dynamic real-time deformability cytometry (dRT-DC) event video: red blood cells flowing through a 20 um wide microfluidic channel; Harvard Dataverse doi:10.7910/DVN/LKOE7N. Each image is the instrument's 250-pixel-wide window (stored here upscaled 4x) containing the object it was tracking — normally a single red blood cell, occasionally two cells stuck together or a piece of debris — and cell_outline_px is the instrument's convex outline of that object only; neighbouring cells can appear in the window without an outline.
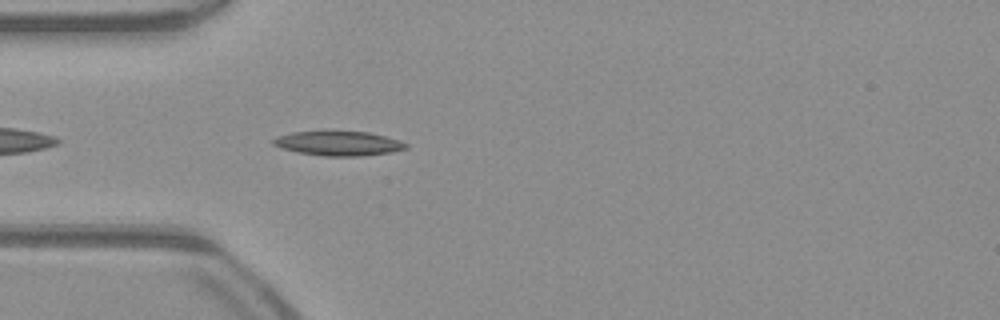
{"species": "common noctule bat (a hibernating species)", "species_latin": "Nyctalus noctula", "temperature_condition": "warm", "stored_images_in_passage": 35, "camera_frame_rate_fps": 3000, "um_per_image_px": 0.085, "animal": {"sex": "male", "body_mass_g": 23.1, "forearm_length_mm": 52.7}, "frame": {"image": 1, "passage_image": 3, "time_ms": 0.667, "image_size_px": [1000, 320], "cell_outline_px": [[408, 148], [392, 152], [360, 156], [324, 156], [300, 152], [284, 148], [272, 144], [272, 140], [276, 136], [292, 132], [324, 128], [368, 132], [400, 140], [408, 144]], "centroid_in_image_um": [28.76, 12.13], "position_along_channel_um": 56.2, "area_um2": 19.71}}
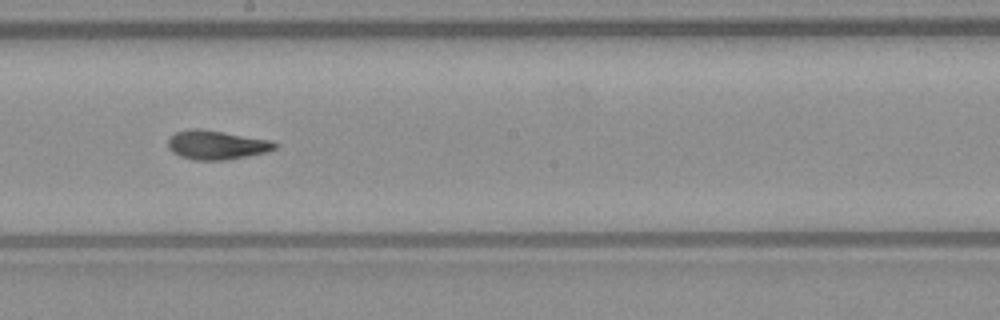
{"frame": {"image": 2, "passage_image": 16, "time_ms": 5.0, "image_size_px": [1000, 320], "cell_outline_px": [[280, 144], [276, 148], [264, 152], [228, 160], [192, 160], [180, 156], [172, 152], [168, 148], [168, 140], [176, 132], [188, 128], [200, 128], [272, 140]], "centroid_in_image_um": [18.4, 12.31], "position_along_channel_um": 229.8, "area_um2": 18.21}}
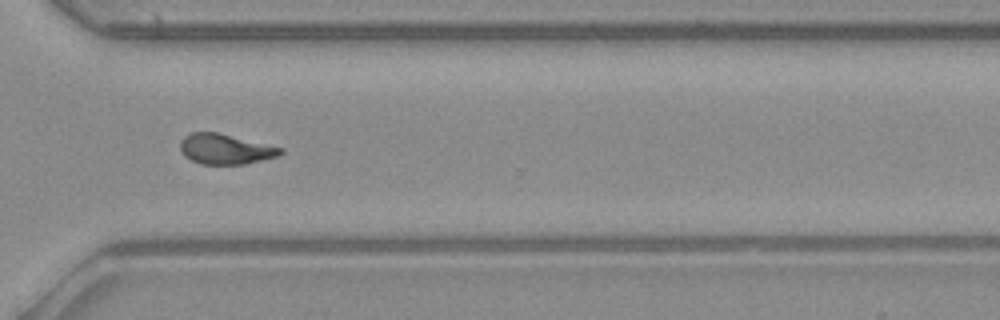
{"frame": {"image": 3, "passage_image": 25, "time_ms": 8.0, "image_size_px": [1000, 320], "cell_outline_px": [[284, 152], [280, 156], [244, 164], [200, 164], [184, 156], [180, 148], [180, 140], [184, 136], [192, 132], [220, 132], [284, 148]], "centroid_in_image_um": [19.18, 12.66], "position_along_channel_um": 351.4, "area_um2": 17.92}, "authors_computed_cell_mechanics": {"area_um2": 18.0336, "velocity_mm_per_s": 4.0612, "shape_relaxation_time_tau1_ms": 5.2647, "shape_relaxation_time_tau2_ms": 1.7627, "deformation_change_tau1": 0.1887, "deformation_change_tau2": 0.0945}}